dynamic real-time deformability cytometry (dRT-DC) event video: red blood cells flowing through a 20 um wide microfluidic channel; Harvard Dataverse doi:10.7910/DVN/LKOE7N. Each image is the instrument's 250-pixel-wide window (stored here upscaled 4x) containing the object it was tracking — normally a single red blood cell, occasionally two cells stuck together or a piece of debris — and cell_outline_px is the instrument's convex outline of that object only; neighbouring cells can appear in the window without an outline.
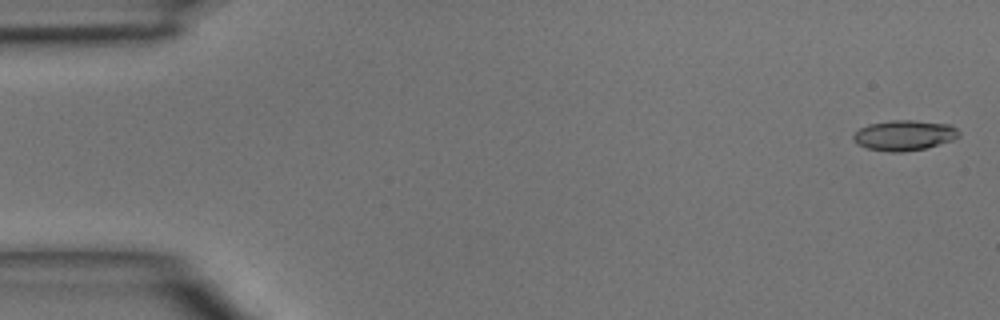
{"species": "common noctule bat (a hibernating species)", "species_latin": "Nyctalus noctula", "temperature_condition": "room temperature", "stored_images_in_passage": 47, "camera_frame_rate_fps": 3000, "um_per_image_px": 0.085, "animal": {"sex": "male", "body_mass_g": 15.6}, "frame": {"image": 1, "passage_image": 1, "time_ms": 0.0, "image_size_px": [1000, 320], "cell_outline_px": [[960, 136], [952, 140], [924, 148], [900, 152], [892, 152], [868, 148], [856, 144], [852, 140], [852, 136], [860, 128], [868, 124], [892, 120], [912, 120], [948, 124], [956, 128], [960, 132]], "centroid_in_image_um": [76.84, 11.49], "position_along_channel_um": 8.2, "area_um2": 18.5}}
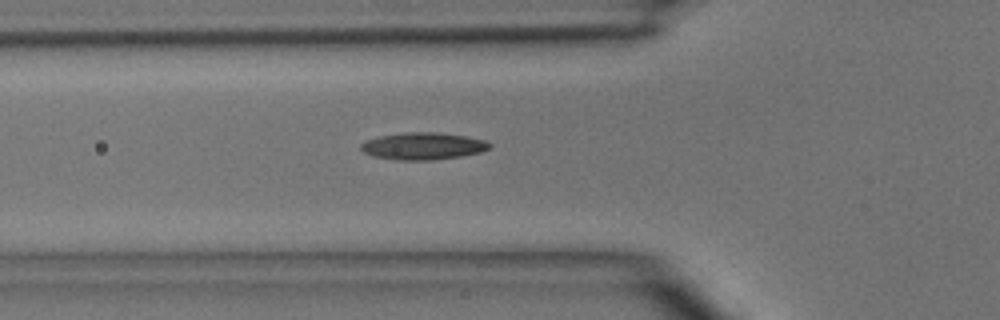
{"frame": {"image": 2, "passage_image": 16, "time_ms": 5.0, "image_size_px": [1000, 320], "cell_outline_px": [[492, 148], [480, 152], [460, 156], [432, 160], [396, 160], [372, 156], [364, 152], [360, 148], [360, 144], [368, 140], [380, 136], [404, 132], [432, 132], [464, 136], [484, 140], [492, 144]], "centroid_in_image_um": [35.95, 12.42], "position_along_channel_um": 89.8, "area_um2": 20.23}}
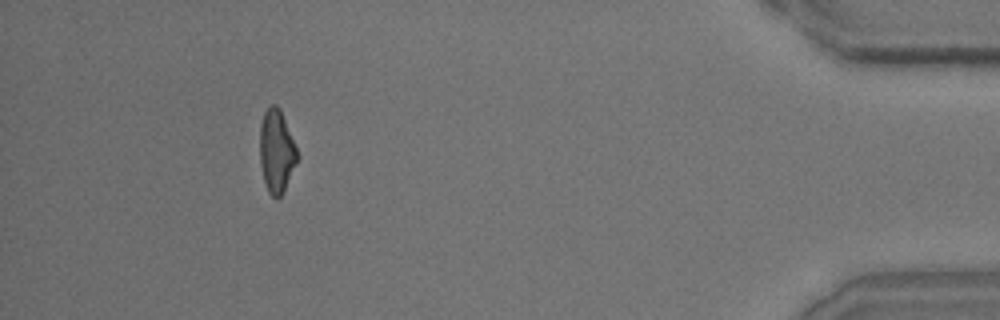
{"frame": {"image": 3, "passage_image": 43, "time_ms": 14.0, "image_size_px": [1000, 320], "cell_outline_px": [[300, 156], [284, 192], [276, 200], [268, 192], [264, 180], [260, 164], [260, 124], [264, 112], [272, 104], [276, 104], [280, 108]], "centroid_in_image_um": [23.52, 12.87], "position_along_channel_um": 411.7, "area_um2": 18.32}}